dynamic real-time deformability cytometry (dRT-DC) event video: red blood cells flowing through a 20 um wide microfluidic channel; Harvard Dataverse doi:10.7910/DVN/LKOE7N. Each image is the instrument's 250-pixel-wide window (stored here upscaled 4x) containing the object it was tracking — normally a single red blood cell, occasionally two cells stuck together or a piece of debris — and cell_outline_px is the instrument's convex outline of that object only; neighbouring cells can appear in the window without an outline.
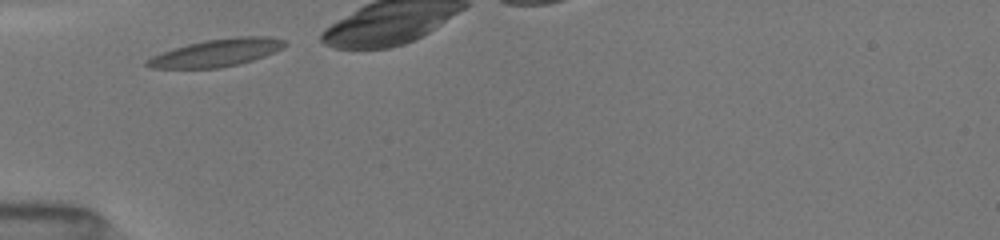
{"species": "common noctule bat (a hibernating species)", "species_latin": "Nyctalus noctula", "temperature_condition": "room temperature", "stored_images_in_passage": 6, "camera_frame_rate_fps": 3000, "um_per_image_px": 0.085, "animal": {"sex": "female", "body_mass_g": 19.5, "forearm_length_mm": 54.1}, "frame": {"image": 1, "passage_image": 1, "time_ms": 0.0, "image_size_px": [1000, 240], "cell_outline_px": [[288, 44], [284, 48], [264, 56], [240, 64], [220, 68], [152, 68], [144, 64], [144, 60], [152, 56], [188, 44], [208, 40], [236, 36], [268, 36], [284, 40]], "centroid_in_image_um": [18.45, 4.49], "position_along_channel_um": 66.6, "area_um2": 21.96}}